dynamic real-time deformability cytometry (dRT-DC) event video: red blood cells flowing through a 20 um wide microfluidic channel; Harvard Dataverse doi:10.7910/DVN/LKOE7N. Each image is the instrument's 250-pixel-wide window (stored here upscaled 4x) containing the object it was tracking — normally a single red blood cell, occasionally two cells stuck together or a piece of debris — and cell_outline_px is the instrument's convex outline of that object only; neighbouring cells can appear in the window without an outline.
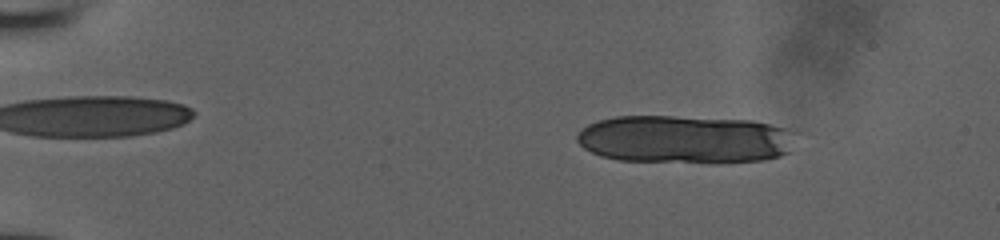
{"species": "human", "species_latin": "Homo sapiens", "temperature_condition": "room temperature", "stored_images_in_passage": 38, "camera_frame_rate_fps": 3000, "um_per_image_px": 0.085, "donor": {"sex": "male"}, "frame": {"image": 1, "passage_image": 5, "time_ms": 1.333, "image_size_px": [1000, 240], "cell_outline_px": [[800, 132], [788, 152], [780, 156], [764, 160], [720, 164], [716, 164], [620, 160], [600, 156], [584, 148], [576, 140], [576, 136], [588, 124], [600, 120], [616, 116], [672, 116], [752, 120], [796, 128]], "centroid_in_image_um": [58.35, 11.85], "position_along_channel_um": 26.7, "area_um2": 63.0}}
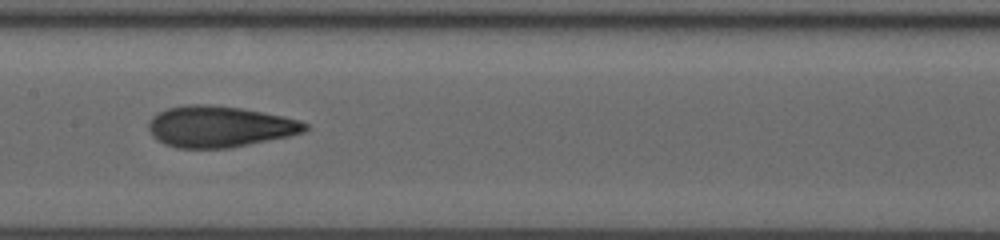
{"frame": {"image": 2, "passage_image": 18, "time_ms": 5.667, "image_size_px": [1000, 240], "cell_outline_px": [[308, 128], [304, 132], [288, 136], [232, 148], [176, 148], [164, 144], [156, 140], [152, 136], [148, 128], [148, 124], [152, 116], [168, 108], [184, 104], [208, 104], [240, 108], [284, 116], [300, 120], [308, 124]], "centroid_in_image_um": [18.64, 10.76], "position_along_channel_um": 188.8, "area_um2": 37.74}}
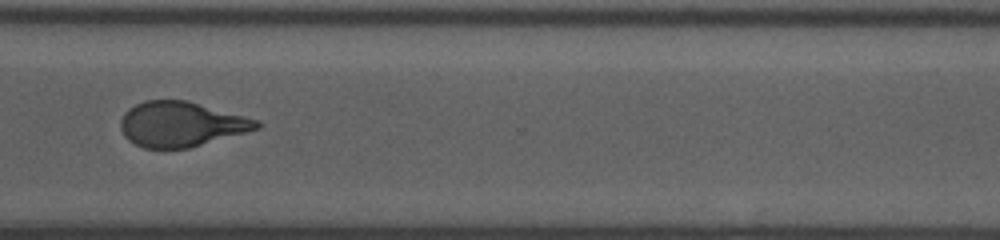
{"frame": {"image": 3, "passage_image": 27, "time_ms": 8.667, "image_size_px": [1000, 240], "cell_outline_px": [[264, 124], [260, 128], [188, 148], [144, 148], [128, 140], [124, 136], [120, 128], [120, 120], [124, 112], [128, 108], [144, 100], [188, 100], [260, 120]], "centroid_in_image_um": [15.4, 10.54], "position_along_channel_um": 355.2, "area_um2": 35.84}}